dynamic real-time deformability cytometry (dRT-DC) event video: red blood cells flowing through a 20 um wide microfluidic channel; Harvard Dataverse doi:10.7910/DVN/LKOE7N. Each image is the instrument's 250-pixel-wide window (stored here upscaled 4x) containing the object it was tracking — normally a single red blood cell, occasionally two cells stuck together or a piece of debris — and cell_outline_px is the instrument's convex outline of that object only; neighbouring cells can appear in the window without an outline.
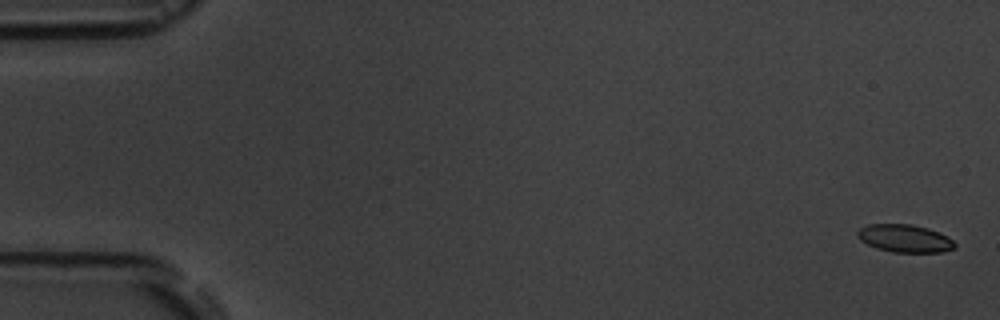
{"species": "common noctule bat (a hibernating species)", "species_latin": "Nyctalus noctula", "temperature_condition": "room temperature", "stored_images_in_passage": 12, "camera_frame_rate_fps": 3000, "um_per_image_px": 0.085, "animal": {"sex": "male", "body_mass_g": 19.5, "forearm_length_mm": 54.6}, "frame": {"image": 1, "passage_image": 1, "time_ms": 0.0, "image_size_px": [1000, 320], "cell_outline_px": [[956, 248], [944, 252], [892, 252], [876, 248], [860, 240], [856, 236], [856, 232], [860, 228], [868, 224], [912, 224], [928, 228], [952, 240], [956, 244]], "centroid_in_image_um": [76.87, 20.27], "position_along_channel_um": 8.1, "area_um2": 15.72}}
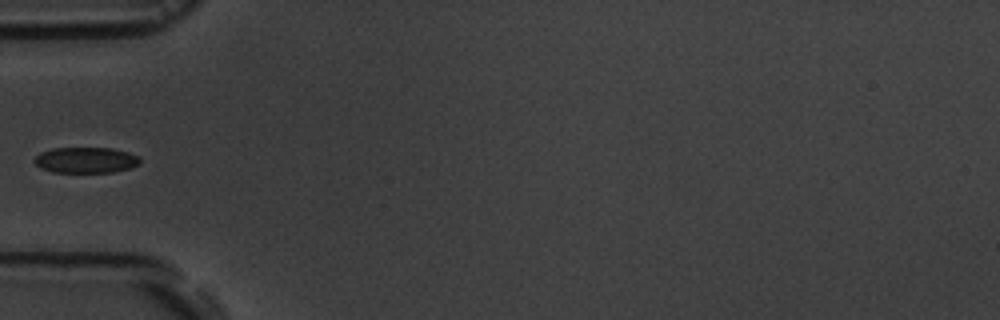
{"frame": {"image": 2, "passage_image": 6, "time_ms": 6.0, "image_size_px": [1000, 320], "cell_outline_px": [[140, 164], [128, 168], [112, 172], [52, 172], [40, 168], [32, 160], [40, 152], [52, 148], [112, 148], [128, 152], [140, 156]], "centroid_in_image_um": [7.28, 13.6], "position_along_channel_um": 77.7, "area_um2": 15.95}}
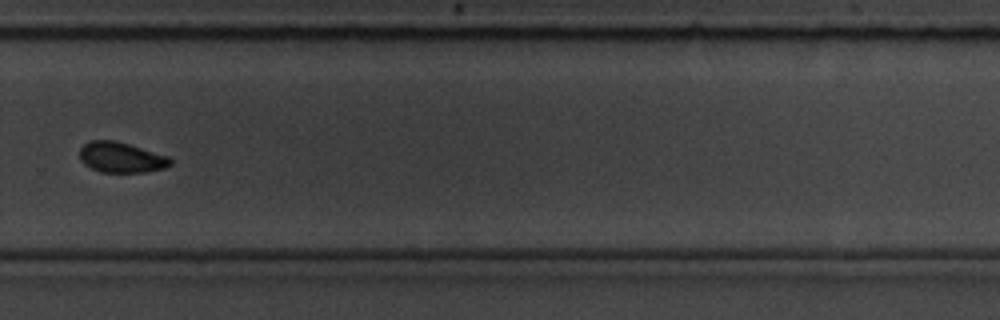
{"frame": {"image": 3, "passage_image": 12, "time_ms": 12.667, "image_size_px": [1000, 320], "cell_outline_px": [[172, 164], [164, 168], [144, 172], [100, 172], [84, 164], [80, 160], [80, 148], [88, 140], [116, 140], [168, 156], [172, 160]], "centroid_in_image_um": [10.28, 13.37], "position_along_channel_um": 319.5, "area_um2": 16.13}}